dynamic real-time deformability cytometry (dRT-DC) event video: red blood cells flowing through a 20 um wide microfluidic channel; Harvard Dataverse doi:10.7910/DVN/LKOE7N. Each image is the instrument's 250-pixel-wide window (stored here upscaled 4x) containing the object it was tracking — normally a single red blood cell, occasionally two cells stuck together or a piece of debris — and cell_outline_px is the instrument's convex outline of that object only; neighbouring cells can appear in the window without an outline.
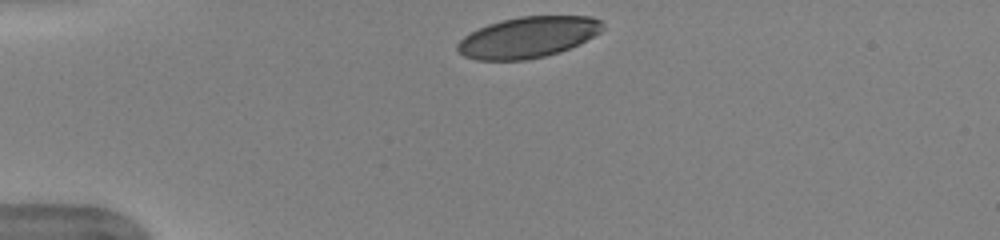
{"species": "human", "species_latin": "Homo sapiens", "temperature_condition": "warm", "stored_images_in_passage": 33, "camera_frame_rate_fps": 3000, "um_per_image_px": 0.085, "donor": {"sex": "female"}, "frame": {"image": 1, "passage_image": 1, "time_ms": 0.0, "image_size_px": [1000, 240], "cell_outline_px": [[604, 28], [600, 32], [560, 52], [544, 56], [524, 60], [476, 60], [464, 56], [456, 48], [456, 44], [464, 36], [488, 24], [520, 16], [592, 16], [600, 20], [604, 24]], "centroid_in_image_um": [44.86, 3.16], "position_along_channel_um": 40.1, "area_um2": 34.33}}
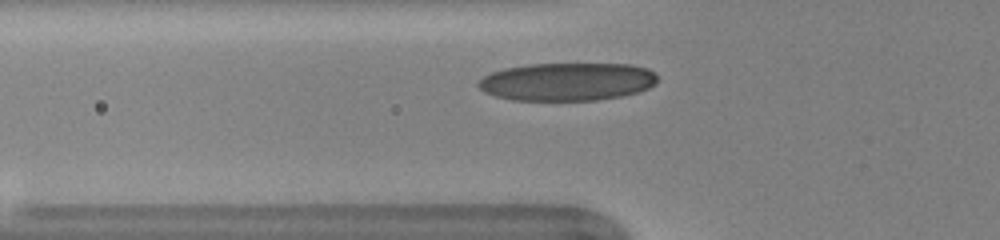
{"frame": {"image": 2, "passage_image": 7, "time_ms": 2.0, "image_size_px": [1000, 240], "cell_outline_px": [[656, 84], [648, 88], [636, 92], [620, 96], [596, 100], [512, 100], [496, 96], [484, 92], [476, 84], [484, 76], [492, 72], [504, 68], [528, 64], [632, 64], [648, 68], [656, 72]], "centroid_in_image_um": [48.22, 6.93], "position_along_channel_um": 77.6, "area_um2": 39.71}}
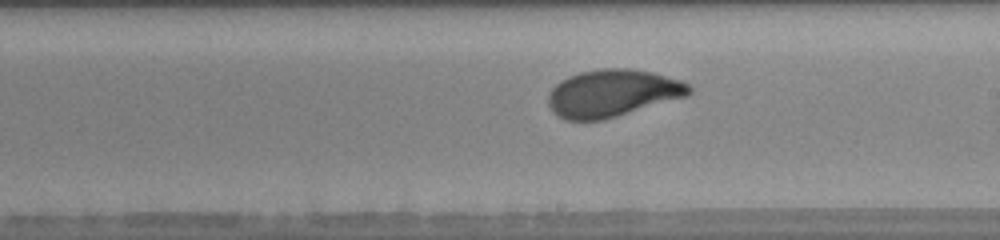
{"frame": {"image": 3, "passage_image": 19, "time_ms": 6.0, "image_size_px": [1000, 240], "cell_outline_px": [[692, 92], [688, 96], [604, 120], [564, 120], [552, 112], [548, 104], [548, 96], [552, 88], [560, 80], [568, 76], [580, 72], [600, 68], [628, 68], [652, 72], [680, 80], [688, 84], [692, 88]], "centroid_in_image_um": [52.05, 7.92], "position_along_channel_um": 236.9, "area_um2": 39.07}, "authors_computed_cell_mechanics": {"area_um2": 38.148, "velocity_mm_per_s": 3.9616, "shape_relaxation_time_tau1_ms": 3.1834, "shape_relaxation_time_tau2_ms": null, "deformation_change_tau1": 0.1745, "deformation_change_tau2": null}}